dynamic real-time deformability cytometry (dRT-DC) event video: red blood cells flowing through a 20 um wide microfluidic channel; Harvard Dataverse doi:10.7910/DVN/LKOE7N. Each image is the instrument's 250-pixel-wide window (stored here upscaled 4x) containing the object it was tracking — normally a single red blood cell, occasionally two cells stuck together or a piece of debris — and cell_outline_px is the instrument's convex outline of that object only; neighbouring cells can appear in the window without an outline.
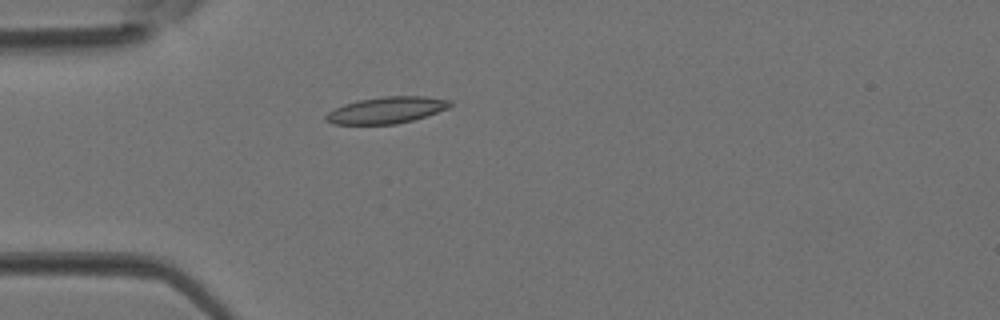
{"species": "Egyptian fruit bat (a non-hibernating species)", "species_latin": "Rousettus aegyptiacus", "temperature_condition": "room temperature", "stored_images_in_passage": 4, "camera_frame_rate_fps": 3000, "um_per_image_px": 0.085, "animal": {"sex": "female"}, "frame": {"image": 1, "passage_image": 4, "time_ms": 1.0, "image_size_px": [1000, 320], "cell_outline_px": [[452, 104], [448, 108], [412, 120], [396, 124], [332, 124], [324, 120], [324, 116], [328, 112], [344, 104], [360, 100], [384, 96], [424, 96], [452, 100]], "centroid_in_image_um": [32.84, 9.36], "position_along_channel_um": 52.2, "area_um2": 19.07}}